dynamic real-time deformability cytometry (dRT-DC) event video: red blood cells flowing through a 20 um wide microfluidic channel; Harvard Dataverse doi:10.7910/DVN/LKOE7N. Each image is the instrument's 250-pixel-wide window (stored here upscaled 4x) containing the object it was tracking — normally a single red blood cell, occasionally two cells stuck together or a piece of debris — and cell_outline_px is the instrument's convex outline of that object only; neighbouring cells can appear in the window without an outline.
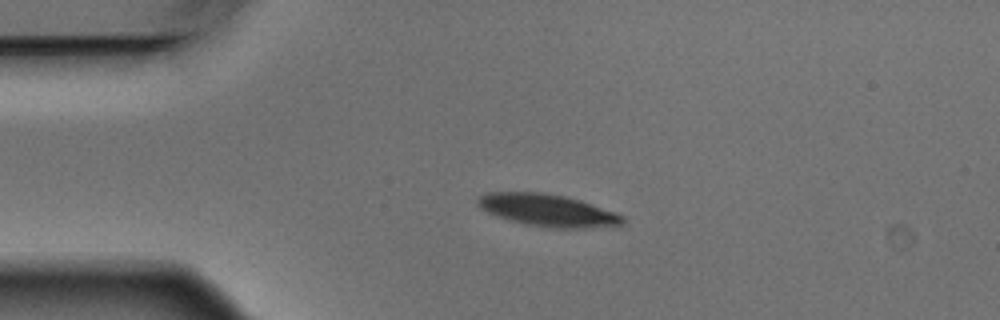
{"species": "Egyptian fruit bat (a non-hibernating species)", "species_latin": "Rousettus aegyptiacus", "temperature_condition": "warm", "stored_images_in_passage": 4, "camera_frame_rate_fps": 3000, "um_per_image_px": 0.085, "animal": {"sex": "male"}, "frame": {"image": 1, "passage_image": 3, "time_ms": 0.667, "image_size_px": [1000, 320], "cell_outline_px": [[624, 224], [616, 228], [548, 228], [524, 224], [488, 212], [480, 208], [476, 204], [476, 200], [484, 192], [544, 192], [564, 196], [580, 200], [624, 216]], "centroid_in_image_um": [46.6, 17.89], "position_along_channel_um": 38.4, "area_um2": 27.46}}